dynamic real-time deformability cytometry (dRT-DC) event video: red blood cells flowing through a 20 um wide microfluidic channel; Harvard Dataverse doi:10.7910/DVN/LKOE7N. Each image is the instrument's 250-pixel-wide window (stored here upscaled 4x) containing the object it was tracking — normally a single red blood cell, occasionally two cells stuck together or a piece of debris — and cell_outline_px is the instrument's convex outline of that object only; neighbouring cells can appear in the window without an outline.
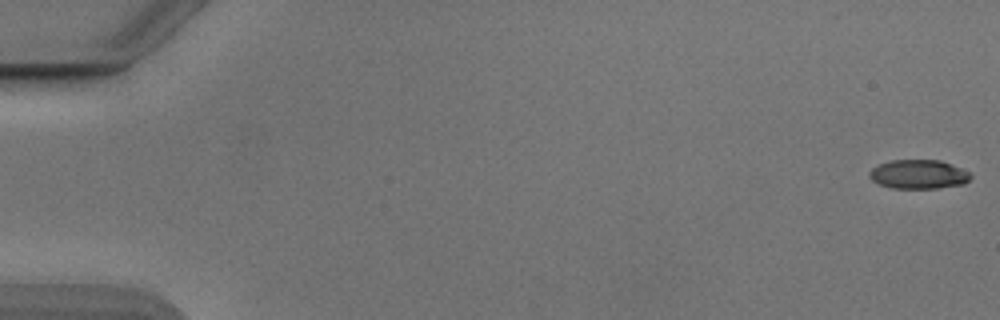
{"species": "Egyptian fruit bat (a non-hibernating species)", "species_latin": "Rousettus aegyptiacus", "temperature_condition": "cold", "stored_images_in_passage": 54, "camera_frame_rate_fps": 3000, "um_per_image_px": 0.085, "animal": {"sex": "male"}, "frame": {"image": 1, "passage_image": 1, "time_ms": 0.0, "image_size_px": [1000, 320], "cell_outline_px": [[972, 176], [964, 184], [936, 188], [892, 188], [880, 184], [872, 180], [868, 176], [868, 172], [872, 168], [880, 164], [892, 160], [940, 160], [972, 172]], "centroid_in_image_um": [78.09, 14.81], "position_along_channel_um": 6.9, "area_um2": 17.17}}
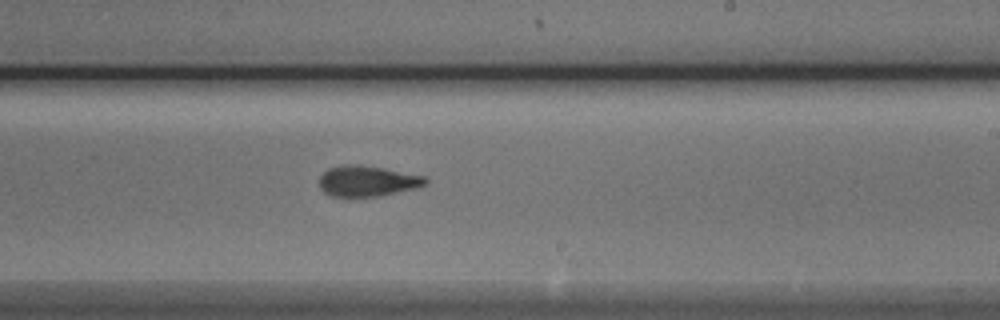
{"frame": {"image": 2, "passage_image": 33, "time_ms": 10.667, "image_size_px": [1000, 320], "cell_outline_px": [[428, 184], [416, 188], [380, 196], [332, 196], [324, 192], [320, 188], [320, 176], [328, 168], [344, 164], [360, 164], [384, 168], [428, 176]], "centroid_in_image_um": [31.27, 15.37], "position_along_channel_um": 257.7, "area_um2": 19.19}}
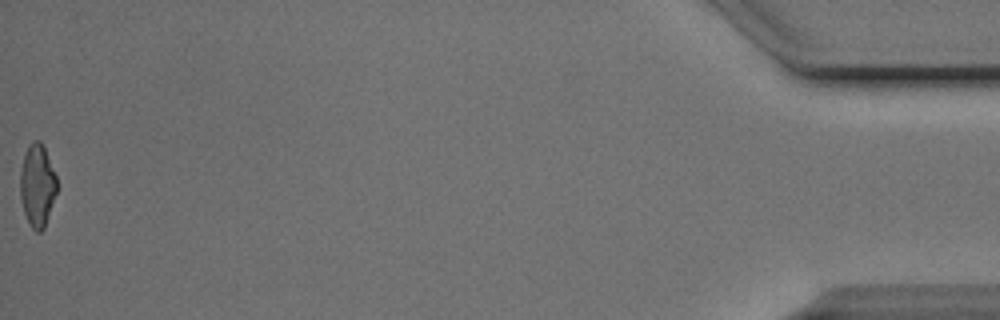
{"frame": {"image": 3, "passage_image": 54, "time_ms": 17.667, "image_size_px": [1000, 320], "cell_outline_px": [[56, 192], [44, 228], [40, 232], [36, 232], [32, 228], [24, 212], [20, 196], [20, 168], [24, 152], [28, 144], [32, 140], [40, 140], [44, 148], [56, 176]], "centroid_in_image_um": [3.14, 15.72], "position_along_channel_um": 432.1, "area_um2": 17.51}, "authors_computed_cell_mechanics": {"area_um2": 18.496, "velocity_mm_per_s": 3.8795, "shape_relaxation_time_tau1_ms": 3.6432, "shape_relaxation_time_tau2_ms": 3.0022, "deformation_change_tau1": 0.1563, "deformation_change_tau2": 0.1193}}